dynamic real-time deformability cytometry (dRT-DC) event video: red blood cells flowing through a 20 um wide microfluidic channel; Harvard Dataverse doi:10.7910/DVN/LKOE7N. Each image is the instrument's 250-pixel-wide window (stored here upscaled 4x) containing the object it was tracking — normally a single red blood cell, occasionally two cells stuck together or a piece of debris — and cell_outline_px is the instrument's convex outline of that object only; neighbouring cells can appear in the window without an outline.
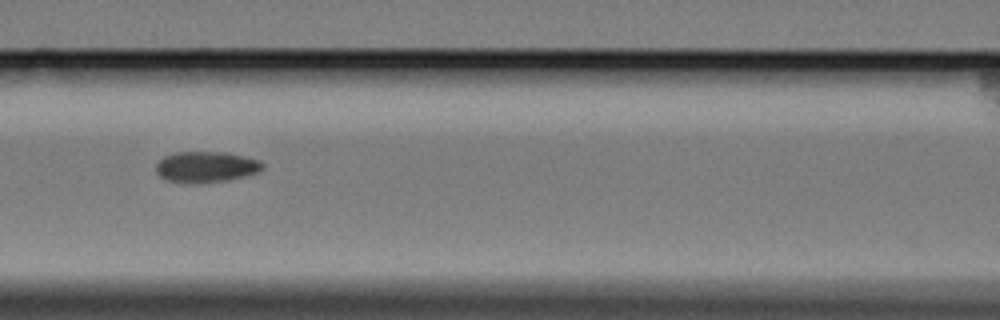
{"species": "Egyptian fruit bat (a non-hibernating species)", "species_latin": "Rousettus aegyptiacus", "temperature_condition": "cold", "stored_images_in_passage": 15, "segment_of_instrument_passage": [2, 2], "camera_frame_rate_fps": 3000, "um_per_image_px": 0.085, "animal": {"sex": "female"}, "frame": {"image": 1, "passage_image": 7, "time_ms": 7.667, "image_size_px": [1000, 320], "cell_outline_px": [[264, 168], [260, 172], [228, 180], [168, 180], [160, 176], [156, 172], [156, 164], [164, 156], [176, 152], [228, 152], [260, 160], [264, 164]], "centroid_in_image_um": [17.59, 14.13], "position_along_channel_um": 149.0, "area_um2": 18.5}}
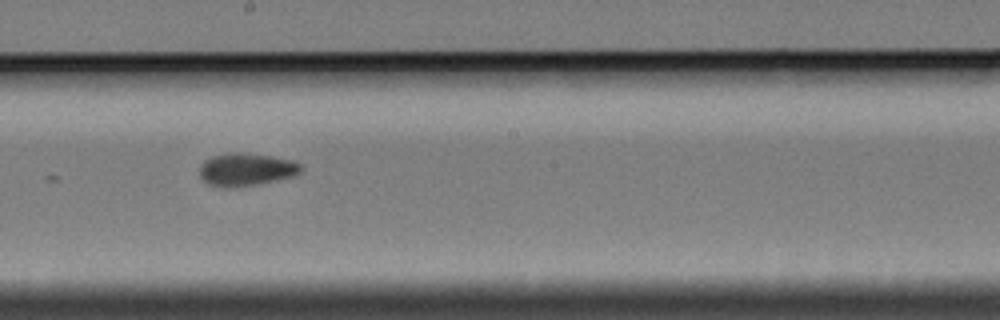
{"frame": {"image": 2, "passage_image": 9, "time_ms": 10.0, "image_size_px": [1000, 320], "cell_outline_px": [[300, 172], [292, 176], [256, 184], [208, 184], [200, 176], [200, 164], [204, 160], [212, 156], [232, 152], [240, 152], [272, 156], [292, 160], [300, 164]], "centroid_in_image_um": [20.93, 14.34], "position_along_channel_um": 227.3, "area_um2": 18.44}}
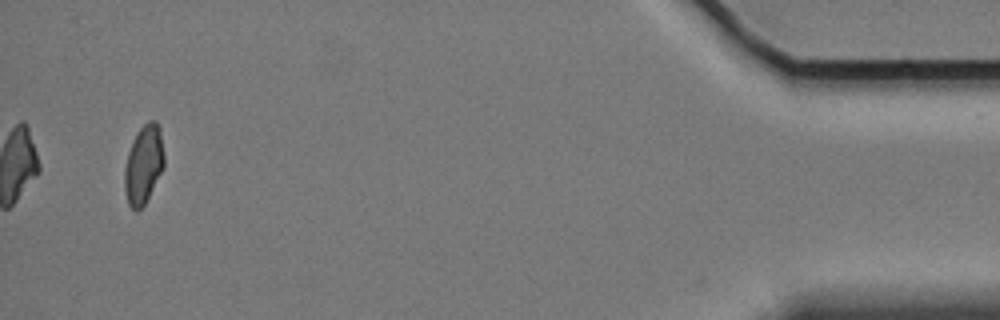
{"frame": {"image": 3, "passage_image": 15, "time_ms": 18.0, "image_size_px": [1000, 320], "cell_outline_px": [[164, 168], [144, 204], [136, 212], [128, 204], [124, 188], [124, 168], [128, 152], [132, 140], [136, 132], [148, 120], [156, 120], [160, 128], [164, 156]], "centroid_in_image_um": [12.2, 13.95], "position_along_channel_um": 423.0, "area_um2": 18.26}}